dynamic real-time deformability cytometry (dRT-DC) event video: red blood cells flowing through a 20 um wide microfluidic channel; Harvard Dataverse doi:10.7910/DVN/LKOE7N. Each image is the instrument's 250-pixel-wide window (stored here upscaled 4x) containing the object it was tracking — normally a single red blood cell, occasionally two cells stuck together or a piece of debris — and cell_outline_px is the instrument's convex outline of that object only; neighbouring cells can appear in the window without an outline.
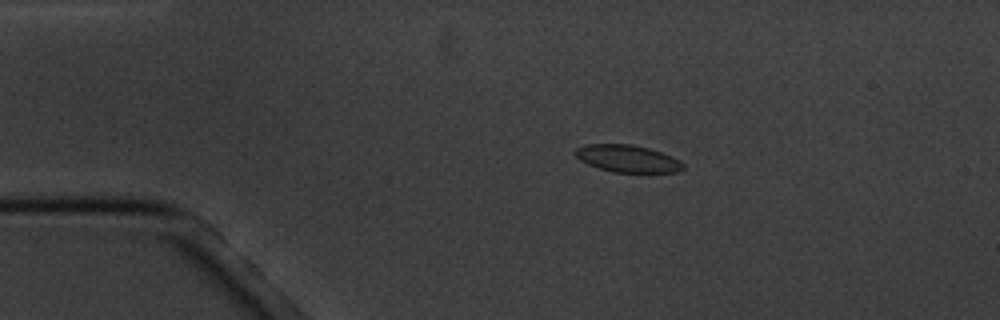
{"species": "common noctule bat (a hibernating species)", "species_latin": "Nyctalus noctula", "temperature_condition": "cold", "stored_images_in_passage": 17, "camera_frame_rate_fps": 3000, "um_per_image_px": 0.085, "animal": {"sex": "male", "body_mass_g": 20.1, "forearm_length_mm": 53.5}, "frame": {"image": 1, "passage_image": 4, "time_ms": 3.333, "image_size_px": [1000, 320], "cell_outline_px": [[684, 168], [676, 172], [612, 172], [588, 164], [580, 160], [572, 152], [576, 148], [584, 144], [632, 144], [648, 148], [672, 156], [680, 160], [684, 164]], "centroid_in_image_um": [53.32, 13.47], "position_along_channel_um": 31.7, "area_um2": 17.11}}
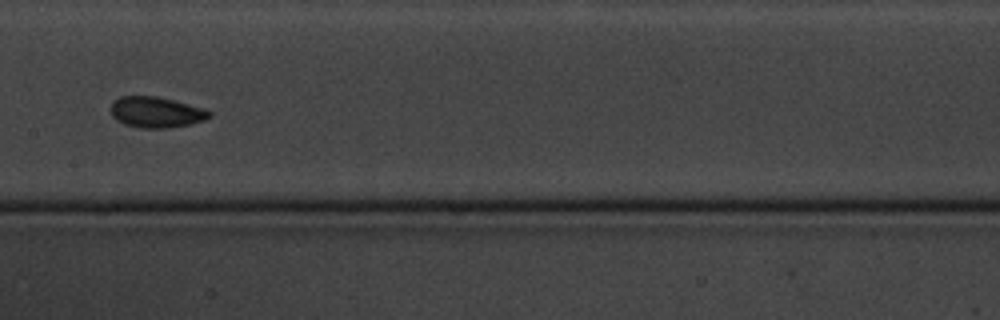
{"frame": {"image": 2, "passage_image": 9, "time_ms": 9.333, "image_size_px": [1000, 320], "cell_outline_px": [[212, 116], [204, 120], [192, 124], [168, 128], [140, 128], [124, 124], [116, 120], [112, 116], [112, 100], [120, 96], [156, 96], [204, 108], [212, 112]], "centroid_in_image_um": [13.28, 9.54], "position_along_channel_um": 194.1, "area_um2": 17.8}}
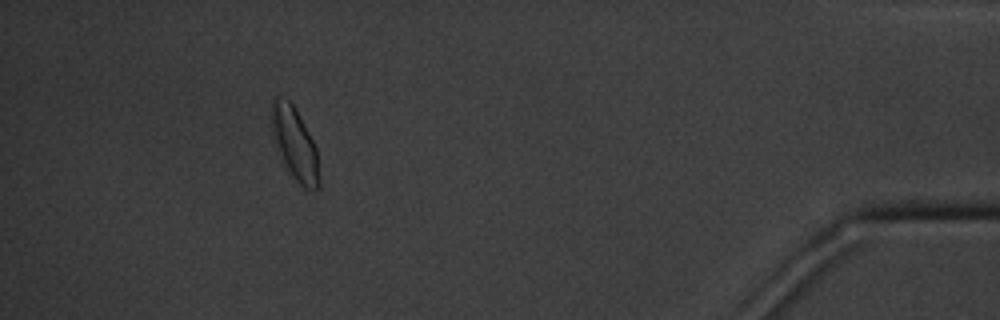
{"frame": {"image": 3, "passage_image": 16, "time_ms": 17.333, "image_size_px": [1000, 320], "cell_outline_px": [[320, 188], [304, 188], [296, 180], [276, 152], [272, 128], [272, 100], [276, 96], [288, 100], [292, 104], [312, 140], [316, 148], [320, 184]], "centroid_in_image_um": [25.04, 12.24], "position_along_channel_um": 410.2, "area_um2": 19.54}, "authors_computed_cell_mechanics": {"area_um2": 17.5134, "velocity_mm_per_s": 3.4302, "shape_relaxation_time_tau1_ms": 3.3791, "shape_relaxation_time_tau2_ms": 1.3922, "deformation_change_tau1": 0.072, "deformation_change_tau2": 0.0425}}